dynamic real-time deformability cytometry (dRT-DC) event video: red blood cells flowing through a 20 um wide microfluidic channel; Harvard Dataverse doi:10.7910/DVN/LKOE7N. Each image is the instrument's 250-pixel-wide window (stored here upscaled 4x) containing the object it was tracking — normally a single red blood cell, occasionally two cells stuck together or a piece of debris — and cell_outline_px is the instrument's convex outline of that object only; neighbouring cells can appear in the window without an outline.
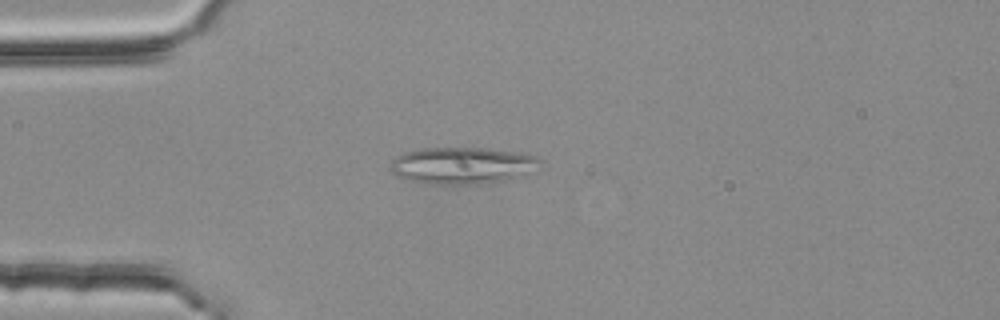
{"species": "common noctule bat (a hibernating species)", "species_latin": "Nyctalus noctula", "temperature_condition": "room temperature", "stored_images_in_passage": 43, "camera_frame_rate_fps": 3000, "um_per_image_px": 0.085, "animal": {"sex": "female", "body_mass_g": 25.1}, "frame": {"image": 1, "passage_image": 3, "time_ms": 0.667, "image_size_px": [1000, 320], "cell_outline_px": [[536, 160], [532, 172], [504, 180], [476, 184], [436, 184], [408, 180], [396, 176], [392, 172], [388, 164], [396, 156], [404, 152], [420, 148], [488, 148], [516, 152], [532, 156]], "centroid_in_image_um": [39.16, 14.06], "position_along_channel_um": 45.8, "area_um2": 31.62}}
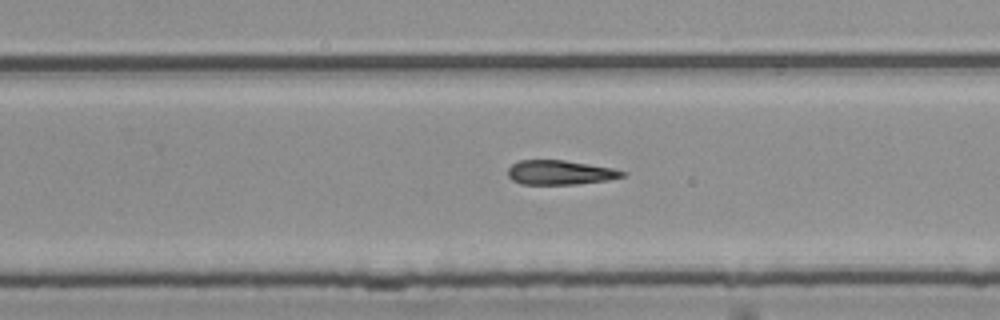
{"frame": {"image": 2, "passage_image": 23, "time_ms": 7.333, "image_size_px": [1000, 320], "cell_outline_px": [[628, 172], [624, 176], [608, 180], [576, 184], [520, 184], [512, 180], [508, 176], [508, 168], [512, 164], [520, 160], [564, 160], [612, 168]], "centroid_in_image_um": [47.59, 14.66], "position_along_channel_um": 282.2, "area_um2": 16.24}}
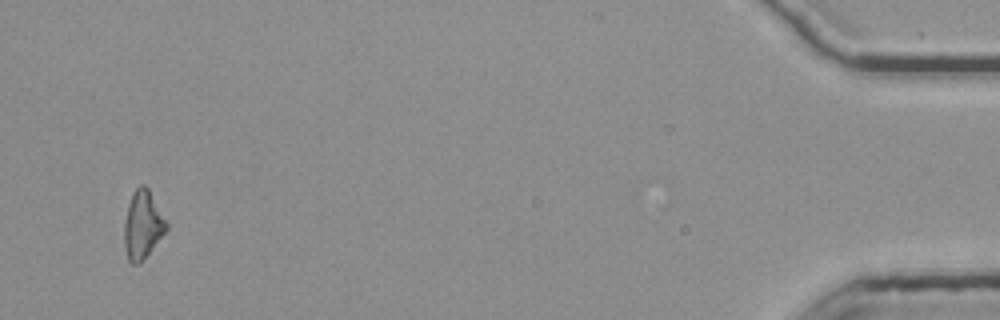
{"frame": {"image": 3, "passage_image": 41, "time_ms": 13.333, "image_size_px": [1000, 320], "cell_outline_px": [[168, 228], [140, 264], [132, 264], [128, 260], [124, 244], [124, 224], [128, 204], [132, 192], [140, 184], [144, 184], [148, 188], [168, 224]], "centroid_in_image_um": [12.11, 19.11], "position_along_channel_um": 423.1, "area_um2": 16.65}, "authors_computed_cell_mechanics": {"area_um2": 16.9932, "velocity_mm_per_s": 3.8058, "shape_relaxation_time_tau1_ms": null, "shape_relaxation_time_tau2_ms": 8.6142, "deformation_change_tau1": null, "deformation_change_tau2": 0.2337}}